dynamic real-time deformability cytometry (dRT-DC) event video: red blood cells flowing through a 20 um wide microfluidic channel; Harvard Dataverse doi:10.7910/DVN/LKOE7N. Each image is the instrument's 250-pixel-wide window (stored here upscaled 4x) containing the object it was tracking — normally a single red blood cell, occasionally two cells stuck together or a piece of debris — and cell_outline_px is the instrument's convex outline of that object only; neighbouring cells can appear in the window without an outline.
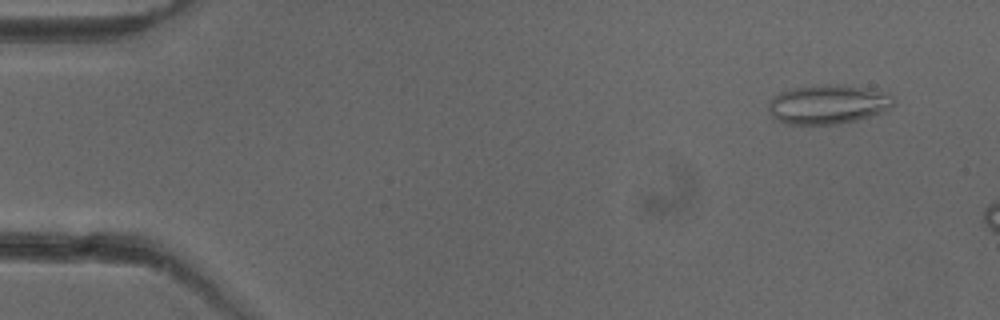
{"species": "common noctule bat (a hibernating species)", "species_latin": "Nyctalus noctula", "temperature_condition": "cold", "stored_images_in_passage": 10, "camera_frame_rate_fps": 3000, "um_per_image_px": 0.085, "animal": {"sex": "female"}, "frame": {"image": 1, "passage_image": 4, "time_ms": 1.0, "image_size_px": [1000, 320], "cell_outline_px": [[896, 104], [884, 112], [856, 120], [840, 124], [788, 124], [772, 120], [768, 108], [768, 104], [772, 96], [788, 88], [812, 84], [836, 84], [888, 92], [896, 100]], "centroid_in_image_um": [70.34, 8.86], "position_along_channel_um": 14.7, "area_um2": 29.3}}